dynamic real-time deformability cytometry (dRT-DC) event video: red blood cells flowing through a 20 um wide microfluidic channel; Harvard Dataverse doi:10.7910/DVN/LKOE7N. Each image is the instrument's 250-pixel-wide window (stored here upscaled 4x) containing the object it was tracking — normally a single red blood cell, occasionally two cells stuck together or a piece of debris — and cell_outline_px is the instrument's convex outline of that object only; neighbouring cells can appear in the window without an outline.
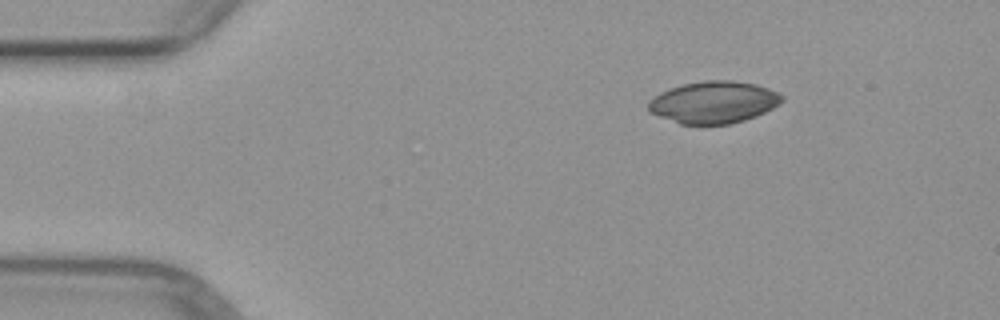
{"species": "common noctule bat (a hibernating species)", "species_latin": "Nyctalus noctula", "temperature_condition": "warm", "stored_images_in_passage": 4, "camera_frame_rate_fps": 3000, "um_per_image_px": 0.085, "animal": {"sex": "female", "body_mass_g": 29.2, "forearm_length_mm": 56.3}, "frame": {"image": 1, "passage_image": 1, "time_ms": 0.0, "image_size_px": [1000, 320], "cell_outline_px": [[784, 100], [780, 104], [756, 116], [732, 124], [680, 124], [648, 112], [648, 100], [660, 92], [684, 84], [704, 80], [732, 80], [756, 84], [768, 88], [784, 96]], "centroid_in_image_um": [60.66, 8.69], "position_along_channel_um": 24.3, "area_um2": 32.77}}